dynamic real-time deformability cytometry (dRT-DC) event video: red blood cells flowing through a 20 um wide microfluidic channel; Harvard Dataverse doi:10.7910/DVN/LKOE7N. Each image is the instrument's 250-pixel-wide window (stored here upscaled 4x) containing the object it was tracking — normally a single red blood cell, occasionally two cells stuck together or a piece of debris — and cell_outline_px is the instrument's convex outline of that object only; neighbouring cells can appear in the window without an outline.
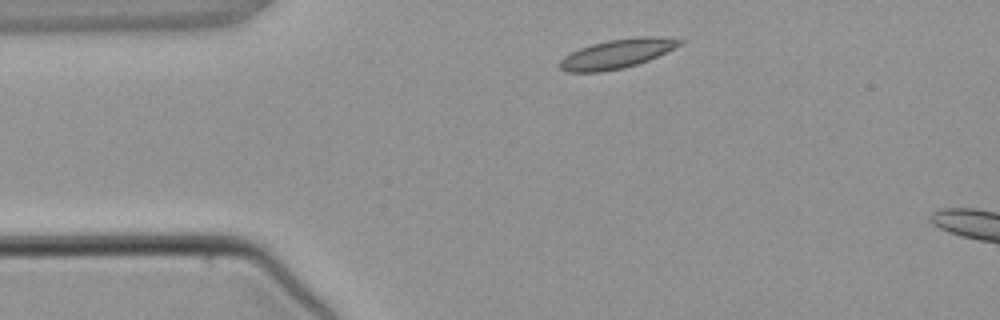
{"species": "common noctule bat (a hibernating species)", "species_latin": "Nyctalus noctula", "temperature_condition": "warm", "stored_images_in_passage": 2, "camera_frame_rate_fps": 3000, "um_per_image_px": 0.085, "animal": {"sex": "male", "body_mass_g": 21.5, "forearm_length_mm": 52.0}, "frame": {"image": 1, "passage_image": 1, "time_ms": 0.0, "image_size_px": [1000, 320], "cell_outline_px": [[684, 44], [648, 60], [624, 68], [600, 72], [568, 72], [560, 68], [556, 64], [564, 56], [580, 48], [592, 44], [608, 40], [636, 36], [664, 36], [684, 40]], "centroid_in_image_um": [52.47, 4.55], "position_along_channel_um": 32.5, "area_um2": 20.58}}